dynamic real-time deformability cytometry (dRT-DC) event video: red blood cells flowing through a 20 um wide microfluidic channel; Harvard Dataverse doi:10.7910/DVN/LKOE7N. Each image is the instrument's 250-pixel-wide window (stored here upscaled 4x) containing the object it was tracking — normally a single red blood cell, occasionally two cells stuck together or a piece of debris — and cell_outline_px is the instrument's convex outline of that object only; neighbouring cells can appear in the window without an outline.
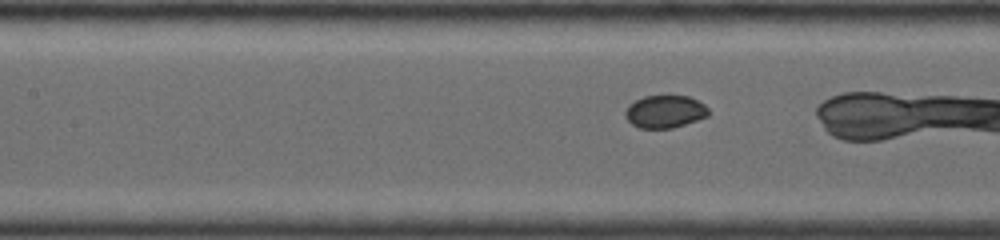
{"species": "common noctule bat (a hibernating species)", "species_latin": "Nyctalus noctula", "temperature_condition": "warm", "stored_images_in_passage": 28, "camera_frame_rate_fps": 4500, "um_per_image_px": 0.085, "animal": {"sex": "female", "body_mass_g": 19.0, "forearm_length_mm": 53.3}, "frame": {"image": 1, "passage_image": 8, "time_ms": 2.667, "image_size_px": [1000, 240], "cell_outline_px": [[708, 116], [672, 128], [640, 128], [632, 124], [624, 116], [624, 112], [628, 104], [644, 96], [688, 96], [704, 104], [708, 108]], "centroid_in_image_um": [56.49, 9.48], "position_along_channel_um": 150.9, "area_um2": 15.72}}